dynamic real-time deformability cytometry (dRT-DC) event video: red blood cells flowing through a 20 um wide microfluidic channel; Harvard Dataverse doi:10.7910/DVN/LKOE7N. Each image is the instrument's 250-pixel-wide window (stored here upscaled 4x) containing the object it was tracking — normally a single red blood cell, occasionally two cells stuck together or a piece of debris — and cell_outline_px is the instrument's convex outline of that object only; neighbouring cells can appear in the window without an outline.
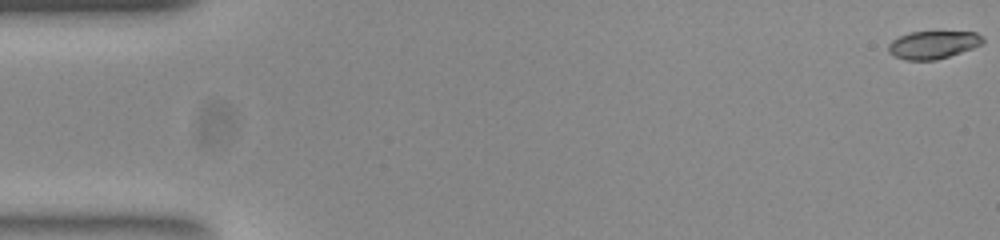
{"species": "common noctule bat (a hibernating species)", "species_latin": "Nyctalus noctula", "temperature_condition": "room temperature", "stored_images_in_passage": 51, "camera_frame_rate_fps": 3000, "um_per_image_px": 0.085, "animal": {"sex": "female", "body_mass_g": 23.0, "forearm_length_mm": 53.4}, "frame": {"image": 1, "passage_image": 1, "time_ms": 0.0, "image_size_px": [1000, 240], "cell_outline_px": [[984, 44], [936, 60], [904, 60], [892, 56], [888, 52], [888, 44], [892, 40], [908, 32], [976, 32], [984, 36]], "centroid_in_image_um": [79.3, 3.81], "position_along_channel_um": 5.7, "area_um2": 15.43}}
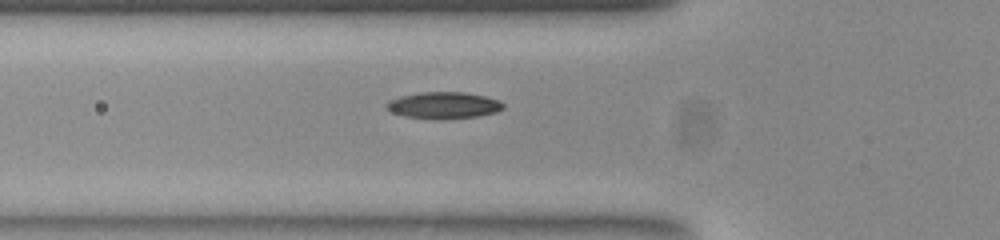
{"frame": {"image": 2, "passage_image": 19, "time_ms": 6.0, "image_size_px": [1000, 240], "cell_outline_px": [[504, 108], [496, 112], [476, 116], [404, 116], [392, 112], [384, 108], [384, 104], [388, 100], [400, 96], [420, 92], [464, 92], [484, 96], [500, 100], [504, 104]], "centroid_in_image_um": [37.69, 8.89], "position_along_channel_um": 88.1, "area_um2": 17.28}}
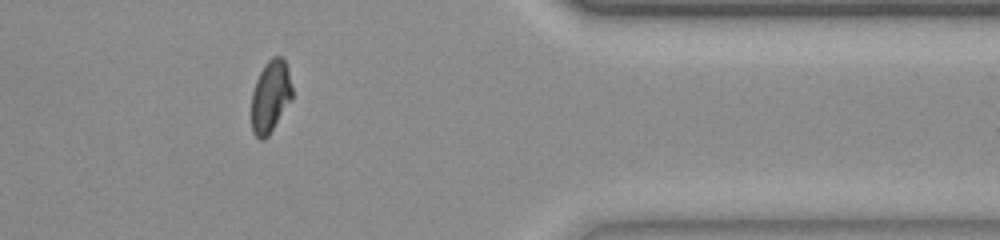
{"frame": {"image": 3, "passage_image": 44, "time_ms": 14.333, "image_size_px": [1000, 240], "cell_outline_px": [[292, 100], [268, 136], [264, 140], [260, 140], [252, 132], [252, 92], [256, 80], [264, 64], [272, 56], [284, 56], [288, 68], [292, 88]], "centroid_in_image_um": [23.0, 8.18], "position_along_channel_um": 388.4, "area_um2": 17.34}}